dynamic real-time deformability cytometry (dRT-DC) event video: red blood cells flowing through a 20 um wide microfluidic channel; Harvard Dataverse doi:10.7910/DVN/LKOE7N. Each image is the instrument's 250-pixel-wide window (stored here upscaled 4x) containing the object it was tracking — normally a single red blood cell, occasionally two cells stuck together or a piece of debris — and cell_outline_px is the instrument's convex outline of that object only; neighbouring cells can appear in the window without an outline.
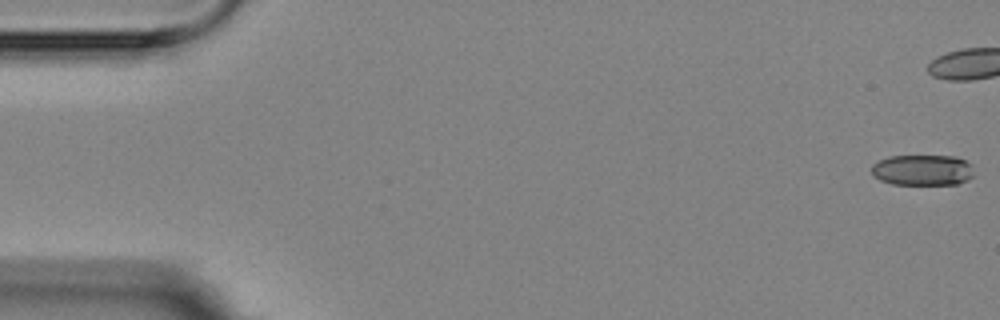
{"species": "Egyptian fruit bat (a non-hibernating species)", "species_latin": "Rousettus aegyptiacus", "temperature_condition": "room temperature", "stored_images_in_passage": 17, "camera_frame_rate_fps": 3000, "um_per_image_px": 0.085, "animal": {"sex": "female"}, "frame": {"image": 1, "passage_image": 1, "time_ms": 0.0, "image_size_px": [1000, 320], "cell_outline_px": [[972, 176], [968, 180], [956, 184], [892, 184], [880, 180], [872, 176], [872, 164], [888, 156], [956, 156], [972, 164]], "centroid_in_image_um": [78.4, 14.45], "position_along_channel_um": 6.6, "area_um2": 18.44}}
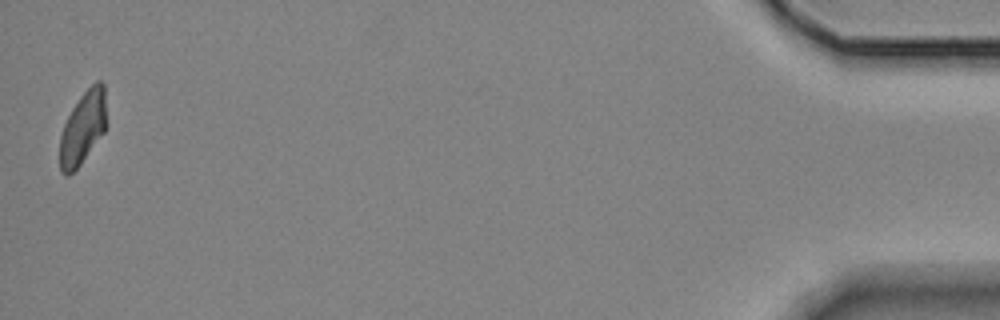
{"frame": {"image": 2, "passage_image": 17, "time_ms": 19.333, "image_size_px": [1000, 320], "cell_outline_px": [[108, 124], [104, 132], [80, 164], [68, 176], [64, 176], [60, 172], [60, 136], [64, 124], [72, 108], [80, 96], [96, 80], [100, 80], [104, 84]], "centroid_in_image_um": [7.07, 10.84], "position_along_channel_um": 428.1, "area_um2": 20.0}, "authors_computed_cell_mechanics": {"area_um2": 20.9814, "velocity_mm_per_s": 3.5564, "shape_relaxation_time_tau1_ms": null, "shape_relaxation_time_tau2_ms": 2.6894, "deformation_change_tau1": null, "deformation_change_tau2": 0.0887}}